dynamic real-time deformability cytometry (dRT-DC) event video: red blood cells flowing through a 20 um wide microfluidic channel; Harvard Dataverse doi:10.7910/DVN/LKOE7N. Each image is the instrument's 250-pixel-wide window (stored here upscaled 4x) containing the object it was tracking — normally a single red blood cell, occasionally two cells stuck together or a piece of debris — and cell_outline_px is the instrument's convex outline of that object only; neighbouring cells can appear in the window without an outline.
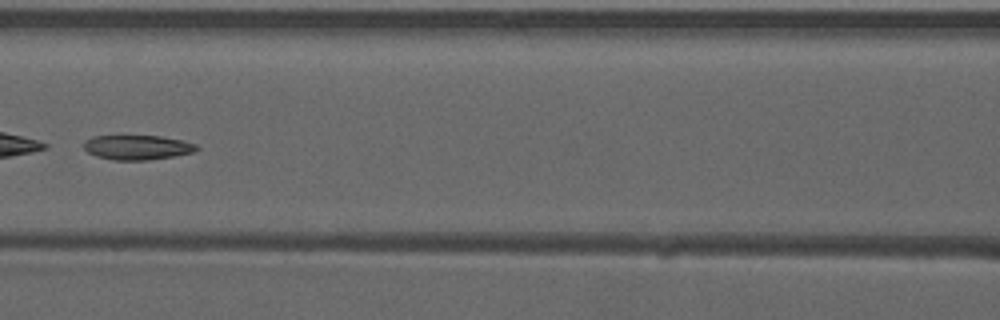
{"species": "common noctule bat (a hibernating species)", "species_latin": "Nyctalus noctula", "temperature_condition": "warm", "stored_images_in_passage": 6, "camera_frame_rate_fps": 3000, "um_per_image_px": 0.085, "animal": {"sex": "male", "forearm_length_mm": 52.5}, "frame": {"image": 1, "passage_image": 6, "time_ms": 1.667, "image_size_px": [1000, 320], "cell_outline_px": [[200, 148], [192, 152], [172, 156], [148, 160], [112, 160], [96, 156], [88, 152], [84, 148], [84, 140], [92, 136], [160, 136], [184, 140], [196, 144]], "centroid_in_image_um": [11.66, 12.52], "position_along_channel_um": 154.9, "area_um2": 16.18}}